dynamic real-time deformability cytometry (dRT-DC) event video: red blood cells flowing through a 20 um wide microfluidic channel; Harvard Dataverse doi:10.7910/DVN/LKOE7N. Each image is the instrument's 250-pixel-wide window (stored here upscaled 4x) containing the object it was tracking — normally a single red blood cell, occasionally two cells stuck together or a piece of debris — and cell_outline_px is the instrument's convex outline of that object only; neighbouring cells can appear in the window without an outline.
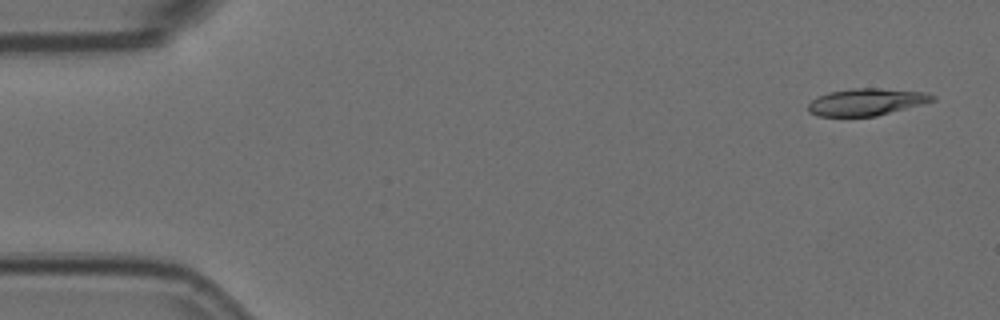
{"species": "Egyptian fruit bat (a non-hibernating species)", "species_latin": "Rousettus aegyptiacus", "temperature_condition": "room temperature", "stored_images_in_passage": 5, "camera_frame_rate_fps": 3000, "um_per_image_px": 0.085, "animal": {"sex": "female"}, "frame": {"image": 1, "passage_image": 1, "time_ms": 0.0, "image_size_px": [1000, 320], "cell_outline_px": [[936, 100], [876, 116], [820, 116], [808, 112], [808, 104], [812, 100], [828, 92], [852, 88], [880, 88], [924, 92], [936, 96]], "centroid_in_image_um": [73.64, 8.66], "position_along_channel_um": 11.4, "area_um2": 19.42}}
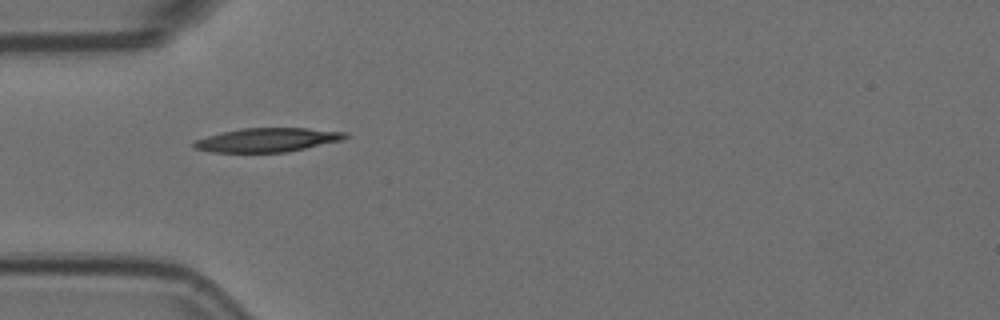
{"frame": {"image": 2, "passage_image": 4, "time_ms": 1.0, "image_size_px": [1000, 320], "cell_outline_px": [[348, 136], [344, 140], [284, 152], [212, 152], [192, 148], [192, 144], [196, 140], [208, 136], [240, 128], [308, 128], [348, 132]], "centroid_in_image_um": [22.75, 11.89], "position_along_channel_um": 62.3, "area_um2": 20.98}}
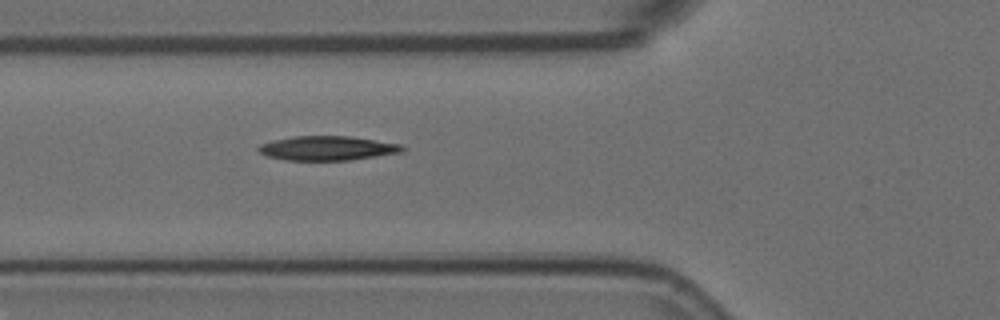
{"frame": {"image": 3, "passage_image": 5, "time_ms": 1.333, "image_size_px": [1000, 320], "cell_outline_px": [[404, 148], [400, 152], [352, 160], [288, 160], [268, 156], [260, 152], [256, 148], [260, 144], [272, 140], [292, 136], [352, 136], [400, 144]], "centroid_in_image_um": [27.79, 12.59], "position_along_channel_um": 98.0, "area_um2": 20.29}}